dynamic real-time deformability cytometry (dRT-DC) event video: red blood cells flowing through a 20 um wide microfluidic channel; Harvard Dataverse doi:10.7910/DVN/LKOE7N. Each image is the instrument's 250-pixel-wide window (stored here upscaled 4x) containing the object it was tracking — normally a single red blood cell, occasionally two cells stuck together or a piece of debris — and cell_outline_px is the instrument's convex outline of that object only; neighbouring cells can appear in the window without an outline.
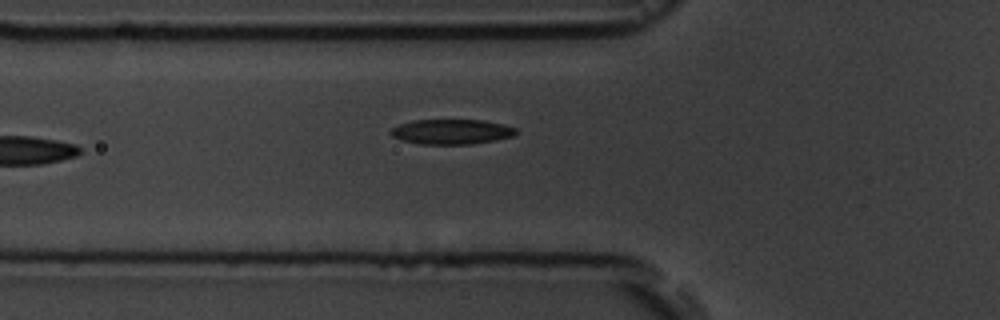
{"species": "common noctule bat (a hibernating species)", "species_latin": "Nyctalus noctula", "temperature_condition": "room temperature", "stored_images_in_passage": 4, "camera_frame_rate_fps": 3000, "um_per_image_px": 0.085, "animal": {"sex": "male", "body_mass_g": 19.5, "forearm_length_mm": 54.6}, "frame": {"image": 1, "passage_image": 4, "time_ms": 3.667, "image_size_px": [1000, 320], "cell_outline_px": [[520, 132], [512, 136], [496, 140], [472, 144], [420, 144], [400, 140], [392, 136], [388, 132], [392, 128], [400, 124], [412, 120], [484, 120], [504, 124], [516, 128]], "centroid_in_image_um": [38.39, 11.2], "position_along_channel_um": 87.4, "area_um2": 18.44}}